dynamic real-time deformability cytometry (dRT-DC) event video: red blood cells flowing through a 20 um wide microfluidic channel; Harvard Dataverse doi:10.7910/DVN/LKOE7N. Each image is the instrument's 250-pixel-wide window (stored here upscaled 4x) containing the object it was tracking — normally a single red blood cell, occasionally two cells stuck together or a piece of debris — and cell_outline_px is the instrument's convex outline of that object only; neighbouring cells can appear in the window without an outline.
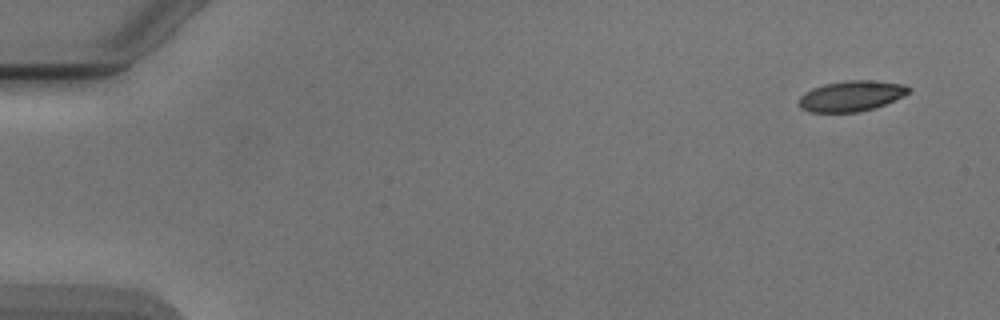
{"species": "Egyptian fruit bat (a non-hibernating species)", "species_latin": "Rousettus aegyptiacus", "temperature_condition": "cold", "stored_images_in_passage": 3, "camera_frame_rate_fps": 3000, "um_per_image_px": 0.085, "animal": {"sex": "male"}, "frame": {"image": 1, "passage_image": 1, "time_ms": 0.0, "image_size_px": [1000, 320], "cell_outline_px": [[912, 88], [904, 96], [884, 104], [872, 108], [856, 112], [808, 112], [800, 108], [800, 96], [804, 92], [812, 88], [824, 84], [844, 80], [872, 80], [904, 84]], "centroid_in_image_um": [72.35, 8.15], "position_along_channel_um": 12.7, "area_um2": 19.54}}